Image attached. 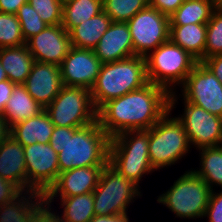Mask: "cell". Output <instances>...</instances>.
<instances>
[{
  "label": "cell",
  "instance_id": "1",
  "mask_svg": "<svg viewBox=\"0 0 222 222\" xmlns=\"http://www.w3.org/2000/svg\"><path fill=\"white\" fill-rule=\"evenodd\" d=\"M169 97L165 88L149 82L106 102L97 111V120L111 138L128 130H148L169 110Z\"/></svg>",
  "mask_w": 222,
  "mask_h": 222
},
{
  "label": "cell",
  "instance_id": "2",
  "mask_svg": "<svg viewBox=\"0 0 222 222\" xmlns=\"http://www.w3.org/2000/svg\"><path fill=\"white\" fill-rule=\"evenodd\" d=\"M111 137L98 120L80 128H72L58 153L59 173L86 166L109 164Z\"/></svg>",
  "mask_w": 222,
  "mask_h": 222
},
{
  "label": "cell",
  "instance_id": "3",
  "mask_svg": "<svg viewBox=\"0 0 222 222\" xmlns=\"http://www.w3.org/2000/svg\"><path fill=\"white\" fill-rule=\"evenodd\" d=\"M147 83L149 81L144 56L103 63L91 88L94 107L98 111L106 102L138 90Z\"/></svg>",
  "mask_w": 222,
  "mask_h": 222
},
{
  "label": "cell",
  "instance_id": "4",
  "mask_svg": "<svg viewBox=\"0 0 222 222\" xmlns=\"http://www.w3.org/2000/svg\"><path fill=\"white\" fill-rule=\"evenodd\" d=\"M175 95V91L170 93L169 110L149 129V160L154 170L175 164L191 148L183 123L170 117L178 100Z\"/></svg>",
  "mask_w": 222,
  "mask_h": 222
},
{
  "label": "cell",
  "instance_id": "5",
  "mask_svg": "<svg viewBox=\"0 0 222 222\" xmlns=\"http://www.w3.org/2000/svg\"><path fill=\"white\" fill-rule=\"evenodd\" d=\"M109 165L139 186L144 174L155 171L149 160V129L128 130L112 137Z\"/></svg>",
  "mask_w": 222,
  "mask_h": 222
},
{
  "label": "cell",
  "instance_id": "6",
  "mask_svg": "<svg viewBox=\"0 0 222 222\" xmlns=\"http://www.w3.org/2000/svg\"><path fill=\"white\" fill-rule=\"evenodd\" d=\"M145 59L148 81L165 88L169 93L175 90L172 87L185 82L198 62L170 40L151 51Z\"/></svg>",
  "mask_w": 222,
  "mask_h": 222
},
{
  "label": "cell",
  "instance_id": "7",
  "mask_svg": "<svg viewBox=\"0 0 222 222\" xmlns=\"http://www.w3.org/2000/svg\"><path fill=\"white\" fill-rule=\"evenodd\" d=\"M213 189L193 170L181 175L167 192L160 195L158 203L165 205L180 218H203Z\"/></svg>",
  "mask_w": 222,
  "mask_h": 222
},
{
  "label": "cell",
  "instance_id": "8",
  "mask_svg": "<svg viewBox=\"0 0 222 222\" xmlns=\"http://www.w3.org/2000/svg\"><path fill=\"white\" fill-rule=\"evenodd\" d=\"M139 187L112 166L106 165L93 191L95 216L127 214L129 203L142 196Z\"/></svg>",
  "mask_w": 222,
  "mask_h": 222
},
{
  "label": "cell",
  "instance_id": "9",
  "mask_svg": "<svg viewBox=\"0 0 222 222\" xmlns=\"http://www.w3.org/2000/svg\"><path fill=\"white\" fill-rule=\"evenodd\" d=\"M44 110L54 126L80 128L97 121L91 90L82 87L63 86Z\"/></svg>",
  "mask_w": 222,
  "mask_h": 222
},
{
  "label": "cell",
  "instance_id": "10",
  "mask_svg": "<svg viewBox=\"0 0 222 222\" xmlns=\"http://www.w3.org/2000/svg\"><path fill=\"white\" fill-rule=\"evenodd\" d=\"M23 148L27 172V198H41L58 178V153L49 143H35Z\"/></svg>",
  "mask_w": 222,
  "mask_h": 222
},
{
  "label": "cell",
  "instance_id": "11",
  "mask_svg": "<svg viewBox=\"0 0 222 222\" xmlns=\"http://www.w3.org/2000/svg\"><path fill=\"white\" fill-rule=\"evenodd\" d=\"M127 24L136 56L146 57L161 44L169 41V17L149 5L136 13Z\"/></svg>",
  "mask_w": 222,
  "mask_h": 222
},
{
  "label": "cell",
  "instance_id": "12",
  "mask_svg": "<svg viewBox=\"0 0 222 222\" xmlns=\"http://www.w3.org/2000/svg\"><path fill=\"white\" fill-rule=\"evenodd\" d=\"M181 87L182 100L222 118V84L202 62H197Z\"/></svg>",
  "mask_w": 222,
  "mask_h": 222
},
{
  "label": "cell",
  "instance_id": "13",
  "mask_svg": "<svg viewBox=\"0 0 222 222\" xmlns=\"http://www.w3.org/2000/svg\"><path fill=\"white\" fill-rule=\"evenodd\" d=\"M184 113L177 117L196 149L222 145V118L184 100Z\"/></svg>",
  "mask_w": 222,
  "mask_h": 222
},
{
  "label": "cell",
  "instance_id": "14",
  "mask_svg": "<svg viewBox=\"0 0 222 222\" xmlns=\"http://www.w3.org/2000/svg\"><path fill=\"white\" fill-rule=\"evenodd\" d=\"M102 64L92 49L71 47L60 64L63 86L82 87L91 90Z\"/></svg>",
  "mask_w": 222,
  "mask_h": 222
},
{
  "label": "cell",
  "instance_id": "15",
  "mask_svg": "<svg viewBox=\"0 0 222 222\" xmlns=\"http://www.w3.org/2000/svg\"><path fill=\"white\" fill-rule=\"evenodd\" d=\"M26 45L34 60L60 66L71 46L69 33L59 25H47L43 31L32 36Z\"/></svg>",
  "mask_w": 222,
  "mask_h": 222
},
{
  "label": "cell",
  "instance_id": "16",
  "mask_svg": "<svg viewBox=\"0 0 222 222\" xmlns=\"http://www.w3.org/2000/svg\"><path fill=\"white\" fill-rule=\"evenodd\" d=\"M104 167L86 166L61 172L56 182L41 198L50 205L54 197L59 195L60 198H64L91 193L97 187L101 171Z\"/></svg>",
  "mask_w": 222,
  "mask_h": 222
},
{
  "label": "cell",
  "instance_id": "17",
  "mask_svg": "<svg viewBox=\"0 0 222 222\" xmlns=\"http://www.w3.org/2000/svg\"><path fill=\"white\" fill-rule=\"evenodd\" d=\"M22 85L45 109L63 87L60 66L35 61Z\"/></svg>",
  "mask_w": 222,
  "mask_h": 222
},
{
  "label": "cell",
  "instance_id": "18",
  "mask_svg": "<svg viewBox=\"0 0 222 222\" xmlns=\"http://www.w3.org/2000/svg\"><path fill=\"white\" fill-rule=\"evenodd\" d=\"M93 51L102 63L120 61L136 56L128 24L112 22Z\"/></svg>",
  "mask_w": 222,
  "mask_h": 222
},
{
  "label": "cell",
  "instance_id": "19",
  "mask_svg": "<svg viewBox=\"0 0 222 222\" xmlns=\"http://www.w3.org/2000/svg\"><path fill=\"white\" fill-rule=\"evenodd\" d=\"M0 177L15 184L27 196L24 148L11 135L0 145Z\"/></svg>",
  "mask_w": 222,
  "mask_h": 222
},
{
  "label": "cell",
  "instance_id": "20",
  "mask_svg": "<svg viewBox=\"0 0 222 222\" xmlns=\"http://www.w3.org/2000/svg\"><path fill=\"white\" fill-rule=\"evenodd\" d=\"M54 124L45 110L38 115L19 122L10 128V135L22 146L35 143L48 144Z\"/></svg>",
  "mask_w": 222,
  "mask_h": 222
},
{
  "label": "cell",
  "instance_id": "21",
  "mask_svg": "<svg viewBox=\"0 0 222 222\" xmlns=\"http://www.w3.org/2000/svg\"><path fill=\"white\" fill-rule=\"evenodd\" d=\"M207 24L170 25L169 40L198 62L204 60Z\"/></svg>",
  "mask_w": 222,
  "mask_h": 222
},
{
  "label": "cell",
  "instance_id": "22",
  "mask_svg": "<svg viewBox=\"0 0 222 222\" xmlns=\"http://www.w3.org/2000/svg\"><path fill=\"white\" fill-rule=\"evenodd\" d=\"M35 60L26 44L0 48V63L7 78L15 84H23L31 72Z\"/></svg>",
  "mask_w": 222,
  "mask_h": 222
},
{
  "label": "cell",
  "instance_id": "23",
  "mask_svg": "<svg viewBox=\"0 0 222 222\" xmlns=\"http://www.w3.org/2000/svg\"><path fill=\"white\" fill-rule=\"evenodd\" d=\"M44 108L27 92L22 84H17L6 103L2 115L6 124L13 125L38 115Z\"/></svg>",
  "mask_w": 222,
  "mask_h": 222
},
{
  "label": "cell",
  "instance_id": "24",
  "mask_svg": "<svg viewBox=\"0 0 222 222\" xmlns=\"http://www.w3.org/2000/svg\"><path fill=\"white\" fill-rule=\"evenodd\" d=\"M111 23V18L102 11L97 16L73 27L68 32L71 46L79 49L93 50Z\"/></svg>",
  "mask_w": 222,
  "mask_h": 222
},
{
  "label": "cell",
  "instance_id": "25",
  "mask_svg": "<svg viewBox=\"0 0 222 222\" xmlns=\"http://www.w3.org/2000/svg\"><path fill=\"white\" fill-rule=\"evenodd\" d=\"M216 8V0H185L169 17L170 25L207 24Z\"/></svg>",
  "mask_w": 222,
  "mask_h": 222
},
{
  "label": "cell",
  "instance_id": "26",
  "mask_svg": "<svg viewBox=\"0 0 222 222\" xmlns=\"http://www.w3.org/2000/svg\"><path fill=\"white\" fill-rule=\"evenodd\" d=\"M103 11L102 0H68L63 3L62 26L67 32Z\"/></svg>",
  "mask_w": 222,
  "mask_h": 222
},
{
  "label": "cell",
  "instance_id": "27",
  "mask_svg": "<svg viewBox=\"0 0 222 222\" xmlns=\"http://www.w3.org/2000/svg\"><path fill=\"white\" fill-rule=\"evenodd\" d=\"M61 206L64 207L60 222H89L94 216L93 192L71 197L61 198Z\"/></svg>",
  "mask_w": 222,
  "mask_h": 222
},
{
  "label": "cell",
  "instance_id": "28",
  "mask_svg": "<svg viewBox=\"0 0 222 222\" xmlns=\"http://www.w3.org/2000/svg\"><path fill=\"white\" fill-rule=\"evenodd\" d=\"M201 155L199 170H193L213 189V185L222 187V145L199 149Z\"/></svg>",
  "mask_w": 222,
  "mask_h": 222
},
{
  "label": "cell",
  "instance_id": "29",
  "mask_svg": "<svg viewBox=\"0 0 222 222\" xmlns=\"http://www.w3.org/2000/svg\"><path fill=\"white\" fill-rule=\"evenodd\" d=\"M56 214L42 198L29 199L6 222H60Z\"/></svg>",
  "mask_w": 222,
  "mask_h": 222
},
{
  "label": "cell",
  "instance_id": "30",
  "mask_svg": "<svg viewBox=\"0 0 222 222\" xmlns=\"http://www.w3.org/2000/svg\"><path fill=\"white\" fill-rule=\"evenodd\" d=\"M12 182L0 177V222H6L28 200Z\"/></svg>",
  "mask_w": 222,
  "mask_h": 222
},
{
  "label": "cell",
  "instance_id": "31",
  "mask_svg": "<svg viewBox=\"0 0 222 222\" xmlns=\"http://www.w3.org/2000/svg\"><path fill=\"white\" fill-rule=\"evenodd\" d=\"M103 11L112 22L127 23L136 13L149 5V0H102Z\"/></svg>",
  "mask_w": 222,
  "mask_h": 222
},
{
  "label": "cell",
  "instance_id": "32",
  "mask_svg": "<svg viewBox=\"0 0 222 222\" xmlns=\"http://www.w3.org/2000/svg\"><path fill=\"white\" fill-rule=\"evenodd\" d=\"M26 44L16 14L0 12V48Z\"/></svg>",
  "mask_w": 222,
  "mask_h": 222
},
{
  "label": "cell",
  "instance_id": "33",
  "mask_svg": "<svg viewBox=\"0 0 222 222\" xmlns=\"http://www.w3.org/2000/svg\"><path fill=\"white\" fill-rule=\"evenodd\" d=\"M222 54V10L215 8L207 23L204 59Z\"/></svg>",
  "mask_w": 222,
  "mask_h": 222
},
{
  "label": "cell",
  "instance_id": "34",
  "mask_svg": "<svg viewBox=\"0 0 222 222\" xmlns=\"http://www.w3.org/2000/svg\"><path fill=\"white\" fill-rule=\"evenodd\" d=\"M24 40L27 41L32 36L45 29L47 24L41 19L36 10L27 2L24 3L16 12Z\"/></svg>",
  "mask_w": 222,
  "mask_h": 222
},
{
  "label": "cell",
  "instance_id": "35",
  "mask_svg": "<svg viewBox=\"0 0 222 222\" xmlns=\"http://www.w3.org/2000/svg\"><path fill=\"white\" fill-rule=\"evenodd\" d=\"M47 25L62 24L63 3L60 0H28Z\"/></svg>",
  "mask_w": 222,
  "mask_h": 222
},
{
  "label": "cell",
  "instance_id": "36",
  "mask_svg": "<svg viewBox=\"0 0 222 222\" xmlns=\"http://www.w3.org/2000/svg\"><path fill=\"white\" fill-rule=\"evenodd\" d=\"M204 217H208L209 222H222V191H212Z\"/></svg>",
  "mask_w": 222,
  "mask_h": 222
},
{
  "label": "cell",
  "instance_id": "37",
  "mask_svg": "<svg viewBox=\"0 0 222 222\" xmlns=\"http://www.w3.org/2000/svg\"><path fill=\"white\" fill-rule=\"evenodd\" d=\"M185 0H149V6L170 17Z\"/></svg>",
  "mask_w": 222,
  "mask_h": 222
},
{
  "label": "cell",
  "instance_id": "38",
  "mask_svg": "<svg viewBox=\"0 0 222 222\" xmlns=\"http://www.w3.org/2000/svg\"><path fill=\"white\" fill-rule=\"evenodd\" d=\"M72 128L73 127L54 126L49 144L55 150L56 153L62 151L63 146L67 140V133Z\"/></svg>",
  "mask_w": 222,
  "mask_h": 222
},
{
  "label": "cell",
  "instance_id": "39",
  "mask_svg": "<svg viewBox=\"0 0 222 222\" xmlns=\"http://www.w3.org/2000/svg\"><path fill=\"white\" fill-rule=\"evenodd\" d=\"M202 63L214 74V76L222 84V54L210 56L202 61Z\"/></svg>",
  "mask_w": 222,
  "mask_h": 222
},
{
  "label": "cell",
  "instance_id": "40",
  "mask_svg": "<svg viewBox=\"0 0 222 222\" xmlns=\"http://www.w3.org/2000/svg\"><path fill=\"white\" fill-rule=\"evenodd\" d=\"M17 84L11 82L9 79L0 82V116L3 115L6 103L8 102L14 87Z\"/></svg>",
  "mask_w": 222,
  "mask_h": 222
},
{
  "label": "cell",
  "instance_id": "41",
  "mask_svg": "<svg viewBox=\"0 0 222 222\" xmlns=\"http://www.w3.org/2000/svg\"><path fill=\"white\" fill-rule=\"evenodd\" d=\"M28 0H0V12L16 14L19 8Z\"/></svg>",
  "mask_w": 222,
  "mask_h": 222
},
{
  "label": "cell",
  "instance_id": "42",
  "mask_svg": "<svg viewBox=\"0 0 222 222\" xmlns=\"http://www.w3.org/2000/svg\"><path fill=\"white\" fill-rule=\"evenodd\" d=\"M89 222H130L127 214L116 216H94Z\"/></svg>",
  "mask_w": 222,
  "mask_h": 222
},
{
  "label": "cell",
  "instance_id": "43",
  "mask_svg": "<svg viewBox=\"0 0 222 222\" xmlns=\"http://www.w3.org/2000/svg\"><path fill=\"white\" fill-rule=\"evenodd\" d=\"M10 136V128L0 116V145Z\"/></svg>",
  "mask_w": 222,
  "mask_h": 222
},
{
  "label": "cell",
  "instance_id": "44",
  "mask_svg": "<svg viewBox=\"0 0 222 222\" xmlns=\"http://www.w3.org/2000/svg\"><path fill=\"white\" fill-rule=\"evenodd\" d=\"M6 79H8L7 75H6L5 70L3 69V67L0 63V82L3 81V80H6Z\"/></svg>",
  "mask_w": 222,
  "mask_h": 222
},
{
  "label": "cell",
  "instance_id": "45",
  "mask_svg": "<svg viewBox=\"0 0 222 222\" xmlns=\"http://www.w3.org/2000/svg\"><path fill=\"white\" fill-rule=\"evenodd\" d=\"M216 8L222 10V0H216Z\"/></svg>",
  "mask_w": 222,
  "mask_h": 222
}]
</instances>
